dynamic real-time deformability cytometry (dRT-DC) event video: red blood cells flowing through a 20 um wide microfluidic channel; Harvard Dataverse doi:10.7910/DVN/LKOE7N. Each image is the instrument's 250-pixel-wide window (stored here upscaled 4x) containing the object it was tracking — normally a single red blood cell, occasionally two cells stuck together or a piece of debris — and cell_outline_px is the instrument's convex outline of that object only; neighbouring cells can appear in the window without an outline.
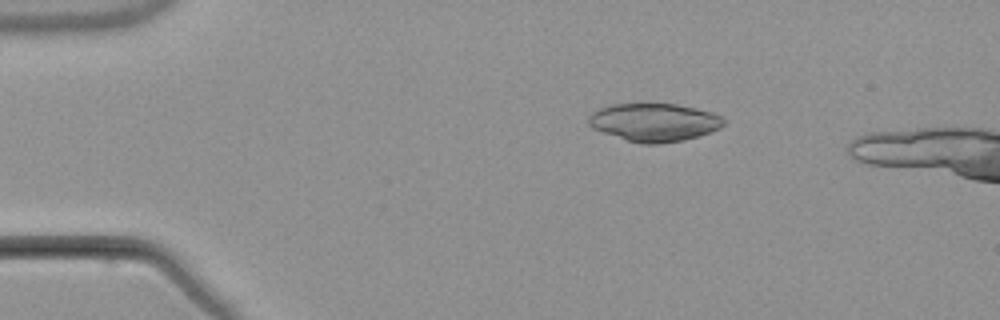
{"species": "common noctule bat (a hibernating species)", "species_latin": "Nyctalus noctula", "temperature_condition": "warm", "stored_images_in_passage": 11, "camera_frame_rate_fps": 3000, "um_per_image_px": 0.085, "animal": {"sex": "male", "body_mass_g": 21.5, "forearm_length_mm": 52.0}, "frame": {"image": 1, "passage_image": 2, "time_ms": 1.0, "image_size_px": [1000, 320], "cell_outline_px": [[724, 124], [720, 128], [684, 140], [660, 144], [640, 144], [592, 128], [588, 124], [588, 116], [592, 112], [600, 108], [612, 104], [676, 104], [712, 112], [720, 116], [724, 120]], "centroid_in_image_um": [55.59, 10.39], "position_along_channel_um": 29.4, "area_um2": 29.71}}